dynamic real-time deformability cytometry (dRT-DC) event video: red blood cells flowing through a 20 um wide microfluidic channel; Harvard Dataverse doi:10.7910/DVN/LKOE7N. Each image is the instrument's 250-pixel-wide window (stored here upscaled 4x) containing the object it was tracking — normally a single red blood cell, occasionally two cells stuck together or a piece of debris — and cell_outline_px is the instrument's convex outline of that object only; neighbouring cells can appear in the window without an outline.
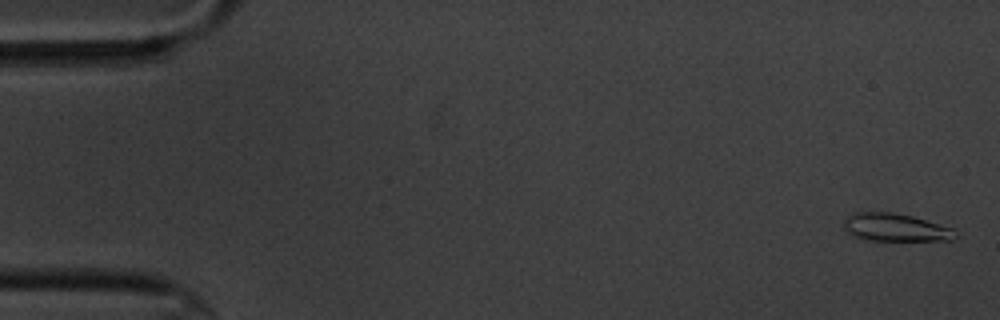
{"species": "common noctule bat (a hibernating species)", "species_latin": "Nyctalus noctula", "temperature_condition": "cold", "stored_images_in_passage": 11, "camera_frame_rate_fps": 3000, "um_per_image_px": 0.085, "animal": {"sex": "male", "body_mass_g": 20.1, "forearm_length_mm": 53.5}, "frame": {"image": 1, "passage_image": 1, "time_ms": 0.0, "image_size_px": [1000, 320], "cell_outline_px": [[956, 236], [952, 240], [868, 240], [852, 236], [844, 228], [844, 220], [852, 212], [892, 212], [912, 216], [952, 228]], "centroid_in_image_um": [76.06, 19.33], "position_along_channel_um": 8.9, "area_um2": 17.92}}
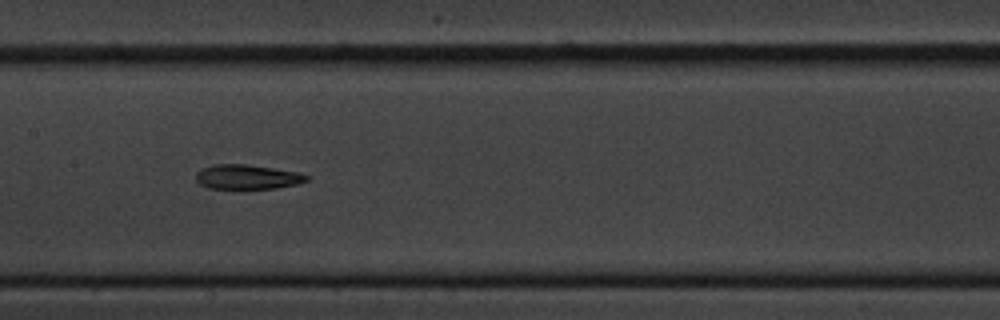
{"frame": {"image": 2, "passage_image": 8, "time_ms": 9.0, "image_size_px": [1000, 320], "cell_outline_px": [[308, 180], [296, 184], [276, 188], [240, 192], [208, 188], [200, 184], [196, 180], [196, 172], [200, 168], [216, 164], [244, 164], [300, 172], [308, 176]], "centroid_in_image_um": [20.96, 15.09], "position_along_channel_um": 186.4, "area_um2": 16.7}}
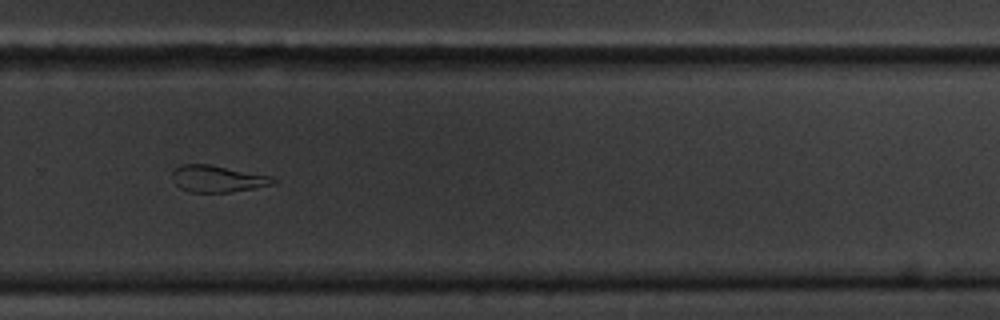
{"frame": {"image": 3, "passage_image": 11, "time_ms": 12.667, "image_size_px": [1000, 320], "cell_outline_px": [[276, 184], [228, 192], [192, 192], [180, 188], [172, 180], [172, 172], [176, 168], [184, 164], [208, 164], [272, 176], [276, 180]], "centroid_in_image_um": [18.49, 15.19], "position_along_channel_um": 311.3, "area_um2": 15.55}}